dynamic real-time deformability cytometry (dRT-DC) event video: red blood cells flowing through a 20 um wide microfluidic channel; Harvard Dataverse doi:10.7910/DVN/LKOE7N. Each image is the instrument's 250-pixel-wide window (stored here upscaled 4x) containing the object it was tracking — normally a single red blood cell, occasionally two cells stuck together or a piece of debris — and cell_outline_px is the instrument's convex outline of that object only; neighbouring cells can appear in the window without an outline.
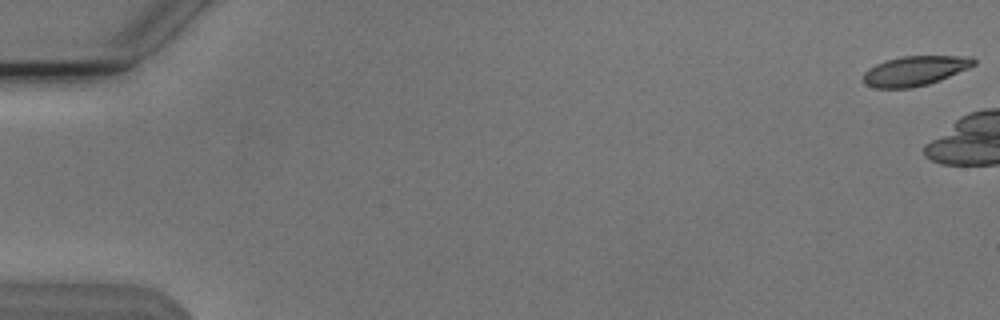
{"species": "Egyptian fruit bat (a non-hibernating species)", "species_latin": "Rousettus aegyptiacus", "temperature_condition": "cold", "stored_images_in_passage": 8, "camera_frame_rate_fps": 3000, "um_per_image_px": 0.085, "animal": {"sex": "male"}, "frame": {"image": 1, "passage_image": 1, "time_ms": 0.0, "image_size_px": [1000, 320], "cell_outline_px": [[976, 64], [968, 68], [940, 80], [928, 84], [912, 88], [876, 88], [864, 84], [864, 72], [868, 68], [884, 60], [900, 56], [972, 56], [976, 60]], "centroid_in_image_um": [77.76, 6.01], "position_along_channel_um": 7.2, "area_um2": 19.25}}